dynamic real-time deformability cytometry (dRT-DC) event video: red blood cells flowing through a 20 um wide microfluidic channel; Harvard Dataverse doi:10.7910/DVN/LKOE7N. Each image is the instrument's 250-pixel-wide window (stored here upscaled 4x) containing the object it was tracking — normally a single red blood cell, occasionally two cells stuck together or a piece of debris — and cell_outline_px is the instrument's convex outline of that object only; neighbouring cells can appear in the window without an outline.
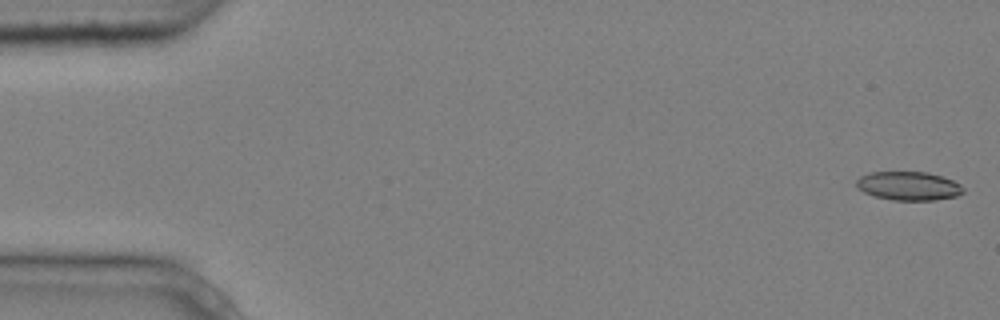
{"species": "common noctule bat (a hibernating species)", "species_latin": "Nyctalus noctula", "temperature_condition": "cold", "stored_images_in_passage": 5, "camera_frame_rate_fps": 3000, "um_per_image_px": 0.085, "animal": {"sex": "male", "body_mass_g": 20.4}, "frame": {"image": 1, "passage_image": 1, "time_ms": 0.0, "image_size_px": [1000, 320], "cell_outline_px": [[964, 192], [956, 196], [936, 200], [892, 200], [872, 196], [856, 188], [856, 180], [860, 176], [872, 172], [928, 172], [952, 180], [960, 184], [964, 188]], "centroid_in_image_um": [77.21, 15.81], "position_along_channel_um": 7.8, "area_um2": 17.98}}